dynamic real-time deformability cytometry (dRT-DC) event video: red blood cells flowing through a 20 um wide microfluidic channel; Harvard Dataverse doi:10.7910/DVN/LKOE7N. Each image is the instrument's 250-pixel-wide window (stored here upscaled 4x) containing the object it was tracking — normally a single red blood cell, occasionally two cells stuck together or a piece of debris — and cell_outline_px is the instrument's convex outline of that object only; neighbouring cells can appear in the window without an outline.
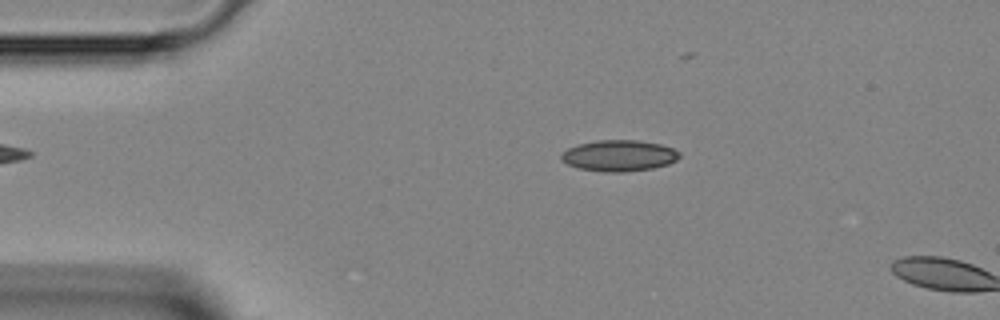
{"species": "Egyptian fruit bat (a non-hibernating species)", "species_latin": "Rousettus aegyptiacus", "temperature_condition": "room temperature", "stored_images_in_passage": 4, "camera_frame_rate_fps": 3000, "um_per_image_px": 0.085, "animal": {"sex": "female"}, "frame": {"image": 1, "passage_image": 3, "time_ms": 0.667, "image_size_px": [1000, 320], "cell_outline_px": [[680, 156], [676, 160], [668, 164], [652, 168], [624, 172], [604, 172], [580, 168], [568, 164], [560, 160], [560, 156], [568, 148], [576, 144], [596, 140], [640, 140], [660, 144], [672, 148], [680, 152]], "centroid_in_image_um": [52.61, 13.22], "position_along_channel_um": 32.4, "area_um2": 21.5}}